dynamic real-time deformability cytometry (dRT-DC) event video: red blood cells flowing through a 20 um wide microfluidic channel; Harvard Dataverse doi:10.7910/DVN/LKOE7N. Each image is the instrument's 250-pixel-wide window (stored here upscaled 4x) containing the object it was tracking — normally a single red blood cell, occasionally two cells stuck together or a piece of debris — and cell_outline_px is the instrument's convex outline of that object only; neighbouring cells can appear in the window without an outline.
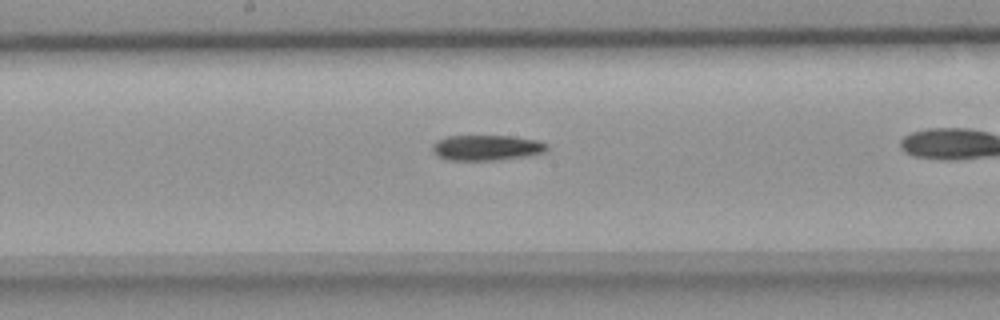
{"species": "common noctule bat (a hibernating species)", "species_latin": "Nyctalus noctula", "temperature_condition": "room temperature", "stored_images_in_passage": 36, "camera_frame_rate_fps": 3000, "um_per_image_px": 0.085, "animal": {"sex": "female", "body_mass_g": 18.4}, "frame": {"image": 1, "passage_image": 23, "time_ms": 7.333, "image_size_px": [1000, 320], "cell_outline_px": [[548, 148], [544, 152], [528, 156], [496, 160], [448, 160], [440, 156], [432, 148], [432, 144], [436, 140], [448, 136], [512, 136], [540, 140], [548, 144]], "centroid_in_image_um": [41.41, 12.54], "position_along_channel_um": 206.8, "area_um2": 16.99}}
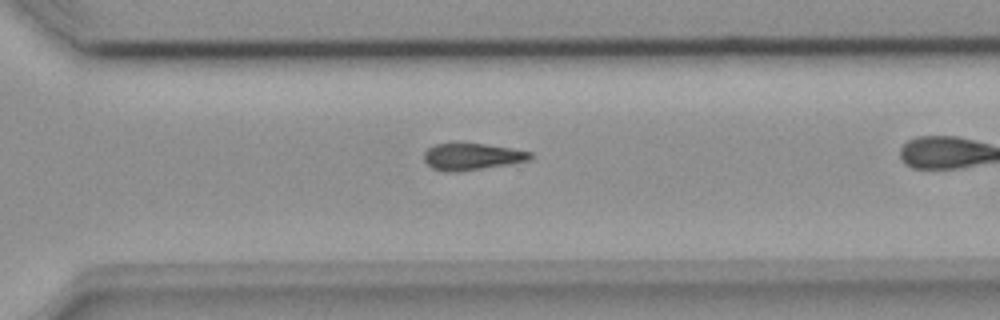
{"frame": {"image": 2, "passage_image": 32, "time_ms": 10.333, "image_size_px": [1000, 320], "cell_outline_px": [[532, 160], [512, 164], [456, 172], [448, 172], [432, 168], [424, 160], [424, 152], [428, 148], [436, 144], [456, 140], [460, 140], [512, 148], [532, 152]], "centroid_in_image_um": [40.12, 13.27], "position_along_channel_um": 330.5, "area_um2": 17.34}}
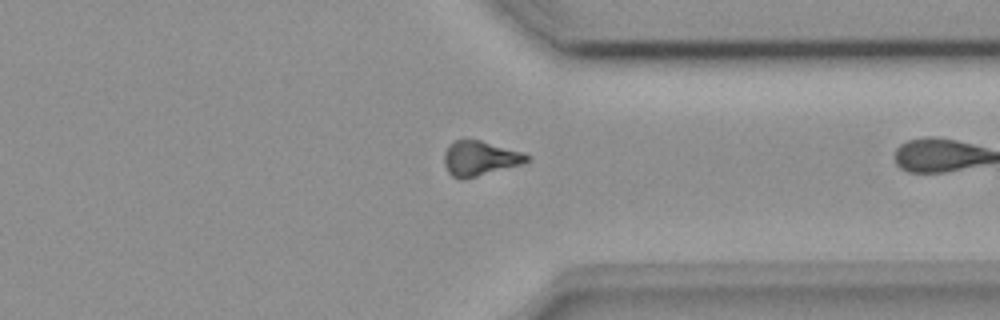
{"frame": {"image": 3, "passage_image": 35, "time_ms": 11.333, "image_size_px": [1000, 320], "cell_outline_px": [[532, 160], [524, 164], [460, 180], [452, 176], [448, 172], [444, 164], [444, 152], [448, 144], [456, 140], [480, 140], [524, 152], [532, 156]], "centroid_in_image_um": [40.83, 13.46], "position_along_channel_um": 370.6, "area_um2": 16.99}}